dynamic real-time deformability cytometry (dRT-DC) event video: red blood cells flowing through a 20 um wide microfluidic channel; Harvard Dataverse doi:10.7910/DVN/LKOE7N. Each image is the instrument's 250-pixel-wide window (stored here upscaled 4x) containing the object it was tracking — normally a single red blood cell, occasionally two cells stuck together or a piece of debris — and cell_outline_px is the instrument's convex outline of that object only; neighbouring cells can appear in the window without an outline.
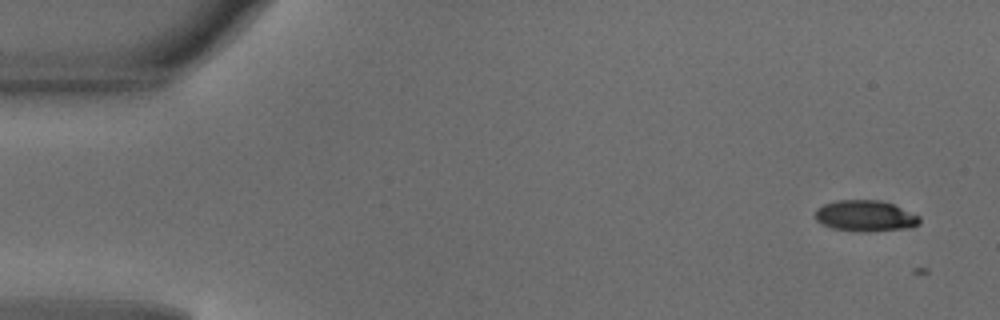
{"species": "common noctule bat (a hibernating species)", "species_latin": "Nyctalus noctula", "temperature_condition": "warm", "stored_images_in_passage": 4, "camera_frame_rate_fps": 3000, "um_per_image_px": 0.085, "animal": {"sex": "male", "body_mass_g": 18.8}, "frame": {"image": 1, "passage_image": 3, "time_ms": 0.667, "image_size_px": [1000, 320], "cell_outline_px": [[920, 224], [912, 228], [868, 232], [860, 232], [832, 228], [816, 220], [816, 208], [824, 204], [836, 200], [880, 200], [892, 204], [920, 216]], "centroid_in_image_um": [73.58, 18.36], "position_along_channel_um": 11.4, "area_um2": 19.02}}